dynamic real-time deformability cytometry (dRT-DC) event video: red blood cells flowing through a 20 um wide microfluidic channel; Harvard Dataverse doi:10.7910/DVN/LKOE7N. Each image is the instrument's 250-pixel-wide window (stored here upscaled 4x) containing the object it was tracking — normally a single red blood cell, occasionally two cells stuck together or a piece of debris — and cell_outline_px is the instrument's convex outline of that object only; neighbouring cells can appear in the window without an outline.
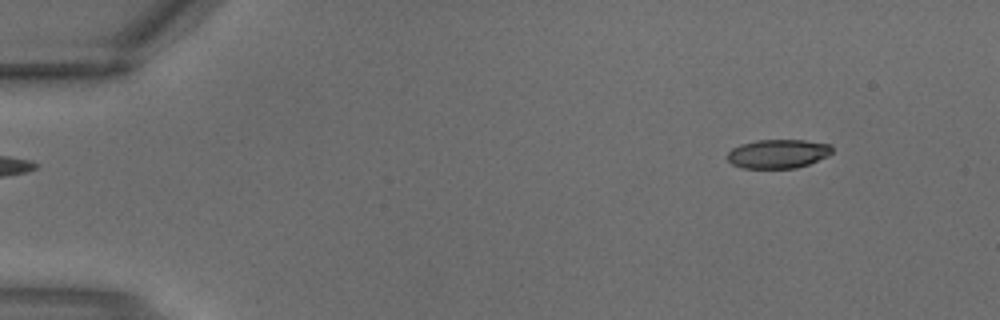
{"species": "common noctule bat (a hibernating species)", "species_latin": "Nyctalus noctula", "temperature_condition": "warm", "stored_images_in_passage": 4, "camera_frame_rate_fps": 3000, "um_per_image_px": 0.085, "animal": {"sex": "male", "body_mass_g": 18.8}, "frame": {"image": 1, "passage_image": 2, "time_ms": 0.333, "image_size_px": [1000, 320], "cell_outline_px": [[832, 152], [828, 156], [808, 164], [796, 168], [744, 168], [732, 164], [728, 160], [728, 152], [732, 148], [740, 144], [756, 140], [804, 140], [832, 144]], "centroid_in_image_um": [66.14, 13.06], "position_along_channel_um": 18.9, "area_um2": 17.69}}